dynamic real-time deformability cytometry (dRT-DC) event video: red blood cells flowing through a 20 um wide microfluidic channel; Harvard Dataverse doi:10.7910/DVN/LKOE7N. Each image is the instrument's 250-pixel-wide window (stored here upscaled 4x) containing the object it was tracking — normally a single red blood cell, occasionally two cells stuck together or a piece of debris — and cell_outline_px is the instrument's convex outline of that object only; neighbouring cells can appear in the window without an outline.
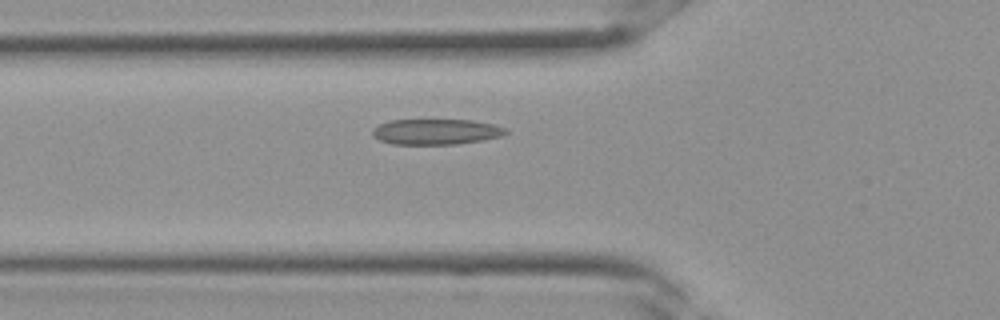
{"species": "Egyptian fruit bat (a non-hibernating species)", "species_latin": "Rousettus aegyptiacus", "temperature_condition": "room temperature", "stored_images_in_passage": 31, "camera_frame_rate_fps": 3000, "um_per_image_px": 0.085, "frame": {"image": 1, "passage_image": 9, "time_ms": 2.667, "image_size_px": [1000, 320], "cell_outline_px": [[508, 132], [500, 136], [484, 140], [456, 144], [392, 144], [380, 140], [372, 136], [372, 128], [380, 124], [392, 120], [472, 120], [492, 124], [504, 128]], "centroid_in_image_um": [37.03, 11.2], "position_along_channel_um": 88.8, "area_um2": 19.77}}
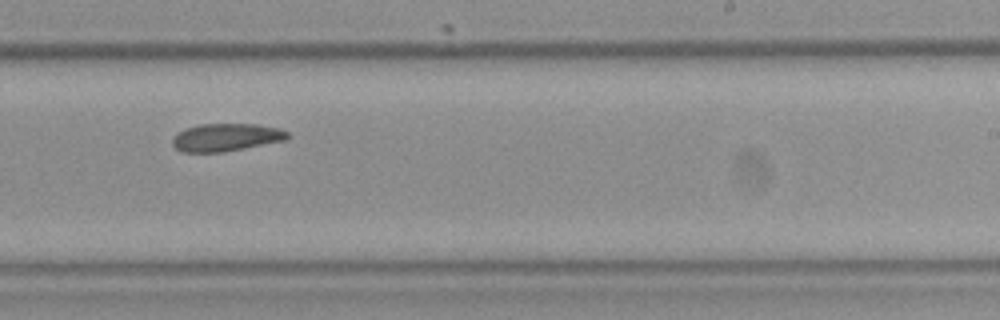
{"frame": {"image": 2, "passage_image": 18, "time_ms": 5.667, "image_size_px": [1000, 320], "cell_outline_px": [[292, 136], [284, 140], [224, 152], [180, 152], [172, 144], [172, 140], [176, 132], [184, 128], [200, 124], [260, 124], [280, 128], [288, 132]], "centroid_in_image_um": [19.2, 11.66], "position_along_channel_um": 269.8, "area_um2": 18.79}}
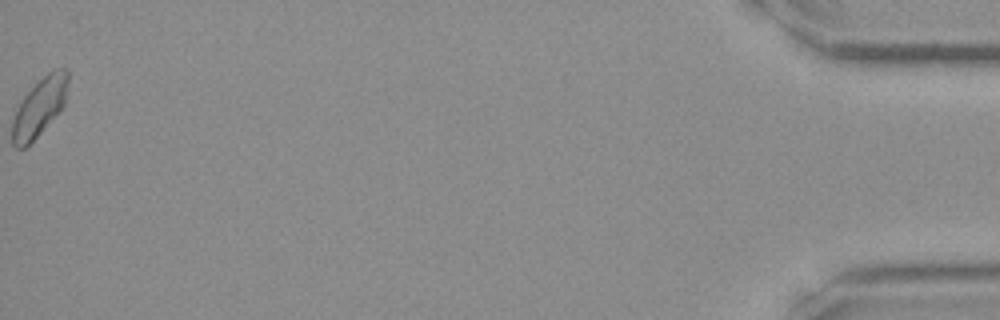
{"frame": {"image": 3, "passage_image": 31, "time_ms": 10.0, "image_size_px": [1000, 320], "cell_outline_px": [[68, 80], [64, 104], [60, 112], [24, 148], [16, 148], [12, 144], [12, 120], [24, 96], [52, 68], [64, 68], [68, 72]], "centroid_in_image_um": [3.36, 9.09], "position_along_channel_um": 431.8, "area_um2": 18.5}}